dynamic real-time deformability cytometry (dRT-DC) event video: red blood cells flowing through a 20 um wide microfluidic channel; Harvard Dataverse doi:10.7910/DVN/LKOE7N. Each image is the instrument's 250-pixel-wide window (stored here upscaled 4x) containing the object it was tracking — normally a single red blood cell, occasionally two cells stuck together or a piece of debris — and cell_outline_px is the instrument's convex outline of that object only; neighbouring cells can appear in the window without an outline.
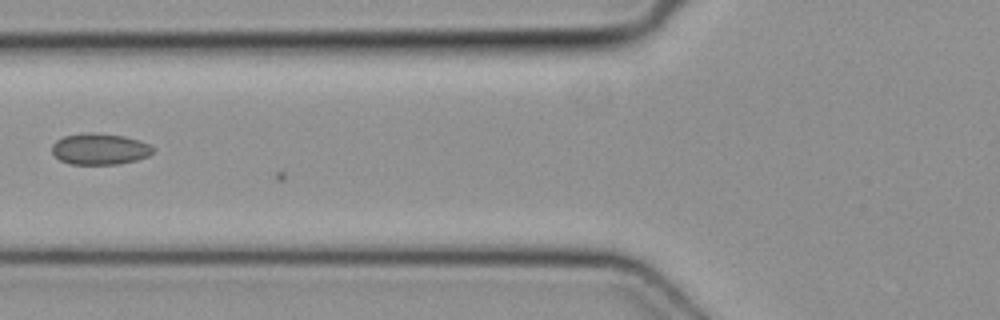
{"species": "common noctule bat (a hibernating species)", "species_latin": "Nyctalus noctula", "temperature_condition": "cold", "stored_images_in_passage": 14, "camera_frame_rate_fps": 3000, "um_per_image_px": 0.085, "animal": {"sex": "female", "body_mass_g": 19.3, "forearm_length_mm": 54.1}, "frame": {"image": 1, "passage_image": 13, "time_ms": 4.0, "image_size_px": [1000, 320], "cell_outline_px": [[152, 152], [148, 156], [136, 160], [120, 164], [68, 164], [60, 160], [52, 152], [52, 144], [56, 140], [64, 136], [88, 132], [92, 132], [124, 136], [140, 140], [148, 144], [152, 148]], "centroid_in_image_um": [8.45, 12.66], "position_along_channel_um": 117.3, "area_um2": 18.38}}